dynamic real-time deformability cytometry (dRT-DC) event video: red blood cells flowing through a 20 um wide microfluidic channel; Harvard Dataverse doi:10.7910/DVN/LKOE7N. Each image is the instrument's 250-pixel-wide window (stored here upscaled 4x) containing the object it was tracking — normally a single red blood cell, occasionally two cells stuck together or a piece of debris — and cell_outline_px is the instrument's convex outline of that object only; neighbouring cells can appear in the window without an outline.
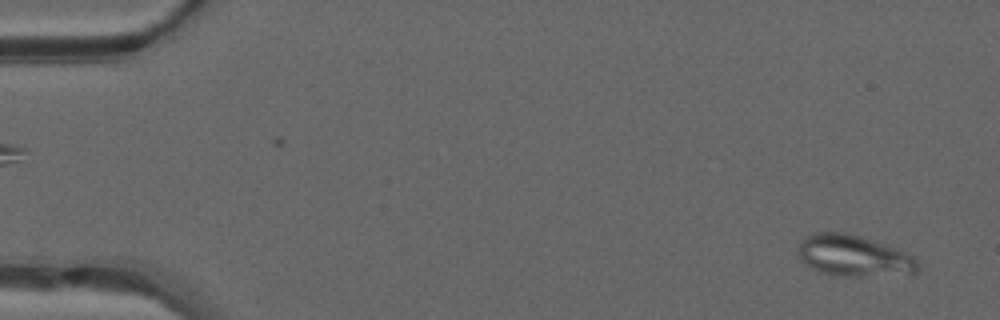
{"species": "common noctule bat (a hibernating species)", "species_latin": "Nyctalus noctula", "temperature_condition": "warm", "stored_images_in_passage": 49, "segment_of_instrument_passage": [1, 2], "camera_frame_rate_fps": 3000, "um_per_image_px": 0.085, "animal": {"sex": "male", "forearm_length_mm": 52.5}, "frame": {"image": 1, "passage_image": 2, "time_ms": 0.333, "image_size_px": [1000, 320], "cell_outline_px": [[920, 268], [916, 272], [864, 276], [844, 276], [824, 272], [812, 268], [804, 264], [800, 260], [800, 244], [804, 236], [812, 232], [844, 232], [860, 236], [896, 248], [912, 256], [920, 264]], "centroid_in_image_um": [72.55, 21.72], "position_along_channel_um": 12.5, "area_um2": 28.32}}
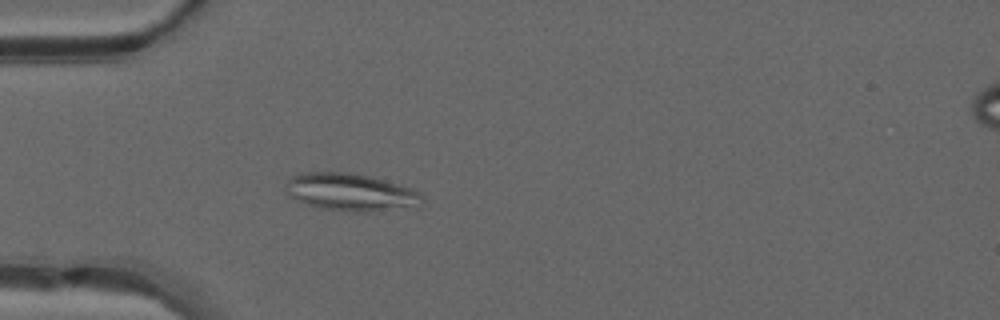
{"frame": {"image": 2, "passage_image": 14, "time_ms": 4.333, "image_size_px": [1000, 320], "cell_outline_px": [[424, 200], [416, 208], [368, 212], [352, 212], [320, 208], [296, 200], [284, 188], [288, 176], [300, 172], [348, 172], [368, 176], [384, 180], [420, 192], [424, 196]], "centroid_in_image_um": [29.81, 16.34], "position_along_channel_um": 55.2, "area_um2": 30.17}}